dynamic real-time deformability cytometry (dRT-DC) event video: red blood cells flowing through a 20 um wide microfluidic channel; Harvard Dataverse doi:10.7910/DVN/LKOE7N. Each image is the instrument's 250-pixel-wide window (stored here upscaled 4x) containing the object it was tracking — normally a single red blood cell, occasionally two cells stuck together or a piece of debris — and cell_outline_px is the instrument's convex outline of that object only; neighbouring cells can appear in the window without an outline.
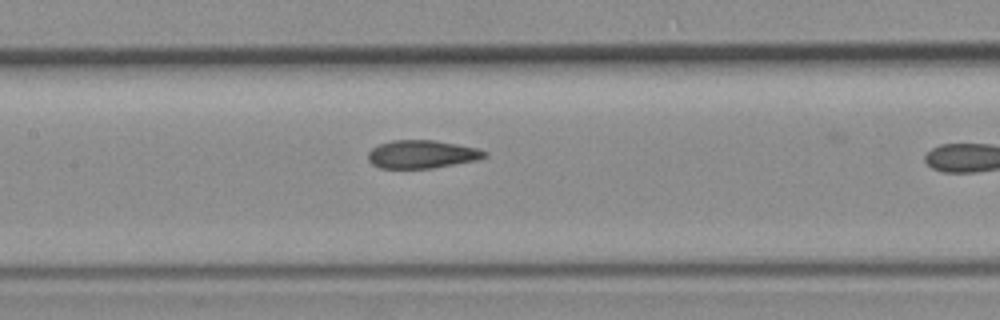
{"species": "common noctule bat (a hibernating species)", "species_latin": "Nyctalus noctula", "temperature_condition": "room temperature", "stored_images_in_passage": 6, "segment_of_instrument_passage": [1, 2], "camera_frame_rate_fps": 3000, "um_per_image_px": 0.085, "animal": {"sex": "female", "body_mass_g": 19.3, "forearm_length_mm": 54.1}, "frame": {"image": 1, "passage_image": 5, "time_ms": 1.333, "image_size_px": [1000, 320], "cell_outline_px": [[488, 156], [476, 160], [432, 168], [380, 168], [372, 164], [368, 160], [368, 152], [372, 148], [380, 144], [392, 140], [436, 140], [480, 148], [488, 152]], "centroid_in_image_um": [35.89, 13.1], "position_along_channel_um": 171.5, "area_um2": 19.19}}